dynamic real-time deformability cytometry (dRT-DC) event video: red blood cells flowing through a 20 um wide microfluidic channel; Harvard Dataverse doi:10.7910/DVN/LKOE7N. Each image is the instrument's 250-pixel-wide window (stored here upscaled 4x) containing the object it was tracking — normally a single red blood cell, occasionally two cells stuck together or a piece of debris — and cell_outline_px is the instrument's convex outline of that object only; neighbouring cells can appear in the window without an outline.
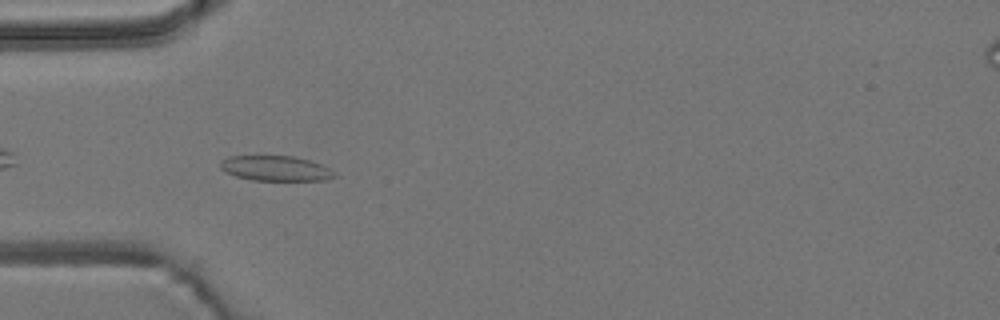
{"species": "common noctule bat (a hibernating species)", "species_latin": "Nyctalus noctula", "temperature_condition": "room temperature", "stored_images_in_passage": 8, "camera_frame_rate_fps": 3000, "um_per_image_px": 0.085, "animal": {"sex": "male", "body_mass_g": 19.2, "forearm_length_mm": 51.8}, "frame": {"image": 1, "passage_image": 3, "time_ms": 0.667, "image_size_px": [1000, 320], "cell_outline_px": [[336, 176], [328, 180], [252, 180], [236, 176], [224, 172], [220, 168], [220, 160], [228, 156], [296, 156], [312, 160], [336, 172]], "centroid_in_image_um": [23.43, 14.3], "position_along_channel_um": 61.6, "area_um2": 16.88}}